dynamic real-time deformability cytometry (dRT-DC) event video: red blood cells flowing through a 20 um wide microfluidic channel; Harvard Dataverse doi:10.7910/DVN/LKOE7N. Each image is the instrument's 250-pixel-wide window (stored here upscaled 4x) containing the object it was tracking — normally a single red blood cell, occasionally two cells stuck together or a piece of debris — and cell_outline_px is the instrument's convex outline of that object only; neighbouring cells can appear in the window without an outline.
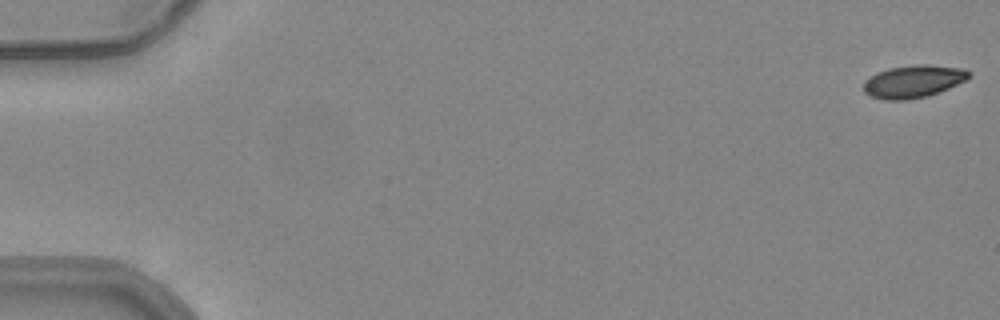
{"species": "common noctule bat (a hibernating species)", "species_latin": "Nyctalus noctula", "temperature_condition": "warm", "stored_images_in_passage": 54, "camera_frame_rate_fps": 3000, "um_per_image_px": 0.085, "animal": {"sex": "female", "body_mass_g": 24.6, "forearm_length_mm": 56.2}, "frame": {"image": 1, "passage_image": 1, "time_ms": 0.0, "image_size_px": [1000, 320], "cell_outline_px": [[972, 76], [968, 80], [928, 96], [908, 100], [884, 100], [872, 96], [864, 92], [864, 80], [876, 72], [888, 68], [916, 64], [928, 64], [964, 68], [972, 72]], "centroid_in_image_um": [77.67, 6.91], "position_along_channel_um": 7.3, "area_um2": 20.35}}
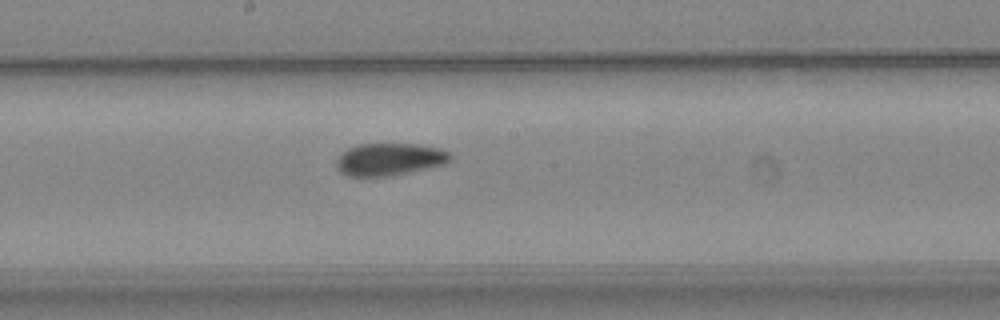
{"frame": {"image": 2, "passage_image": 30, "time_ms": 9.667, "image_size_px": [1000, 320], "cell_outline_px": [[452, 160], [444, 164], [412, 172], [392, 176], [348, 176], [340, 172], [336, 168], [336, 160], [340, 152], [348, 148], [360, 144], [416, 144], [440, 148], [452, 152]], "centroid_in_image_um": [33.12, 13.54], "position_along_channel_um": 215.1, "area_um2": 21.85}}
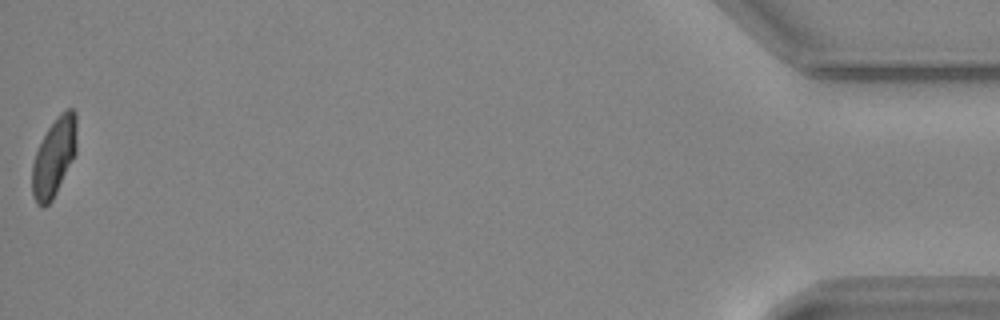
{"frame": {"image": 3, "passage_image": 54, "time_ms": 17.667, "image_size_px": [1000, 320], "cell_outline_px": [[76, 152], [52, 200], [44, 208], [40, 208], [36, 204], [32, 196], [32, 164], [36, 152], [48, 128], [56, 116], [60, 112], [68, 108], [72, 108], [76, 112]], "centroid_in_image_um": [4.58, 13.36], "position_along_channel_um": 430.6, "area_um2": 20.35}, "authors_computed_cell_mechanics": {"area_um2": 21.2993, "velocity_mm_per_s": 3.8907, "shape_relaxation_time_tau1_ms": 7.7733, "shape_relaxation_time_tau2_ms": 1.693, "deformation_change_tau1": 0.1843, "deformation_change_tau2": 0.054}}